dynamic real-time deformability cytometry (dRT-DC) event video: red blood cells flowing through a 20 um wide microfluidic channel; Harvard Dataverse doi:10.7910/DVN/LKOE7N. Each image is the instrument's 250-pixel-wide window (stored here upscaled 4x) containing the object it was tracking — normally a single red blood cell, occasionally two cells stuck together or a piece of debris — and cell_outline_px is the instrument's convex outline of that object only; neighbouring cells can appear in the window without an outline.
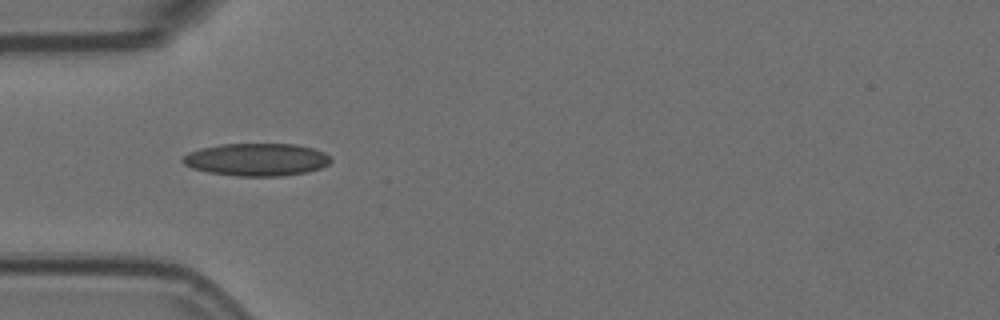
{"species": "Egyptian fruit bat (a non-hibernating species)", "species_latin": "Rousettus aegyptiacus", "temperature_condition": "room temperature", "stored_images_in_passage": 5, "camera_frame_rate_fps": 3000, "um_per_image_px": 0.085, "animal": {"sex": "female"}, "frame": {"image": 1, "passage_image": 5, "time_ms": 1.333, "image_size_px": [1000, 320], "cell_outline_px": [[332, 160], [328, 164], [320, 168], [304, 172], [280, 176], [236, 176], [208, 172], [192, 168], [184, 164], [180, 160], [188, 152], [200, 148], [220, 144], [296, 144], [312, 148], [324, 152]], "centroid_in_image_um": [21.77, 13.56], "position_along_channel_um": 63.2, "area_um2": 28.09}}